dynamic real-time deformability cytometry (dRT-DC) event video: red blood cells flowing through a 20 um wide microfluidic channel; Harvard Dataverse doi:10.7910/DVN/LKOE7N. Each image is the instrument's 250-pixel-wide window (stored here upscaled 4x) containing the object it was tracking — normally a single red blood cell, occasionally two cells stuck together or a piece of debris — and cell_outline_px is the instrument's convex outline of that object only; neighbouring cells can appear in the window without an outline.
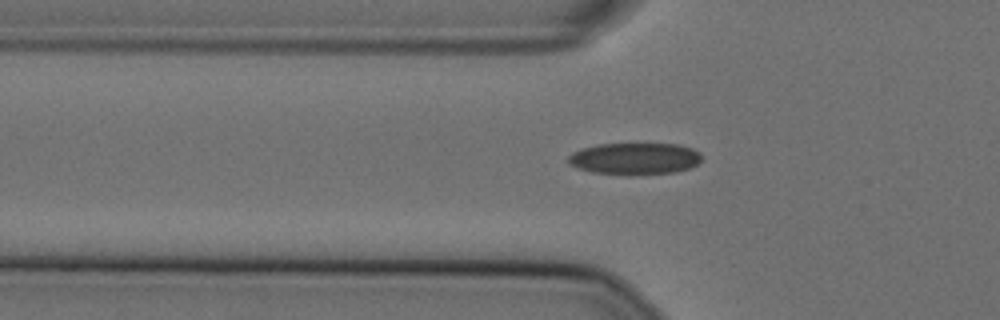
{"species": "Egyptian fruit bat (a non-hibernating species)", "species_latin": "Rousettus aegyptiacus", "temperature_condition": "cold", "stored_images_in_passage": 38, "camera_frame_rate_fps": 3000, "um_per_image_px": 0.085, "animal": {"sex": "female"}, "frame": {"image": 1, "passage_image": 5, "time_ms": 1.333, "image_size_px": [1000, 320], "cell_outline_px": [[700, 160], [692, 168], [676, 172], [628, 176], [592, 172], [568, 164], [568, 156], [572, 152], [580, 148], [600, 144], [680, 144], [692, 148], [700, 152]], "centroid_in_image_um": [53.95, 13.5], "position_along_channel_um": 71.8, "area_um2": 25.09}}
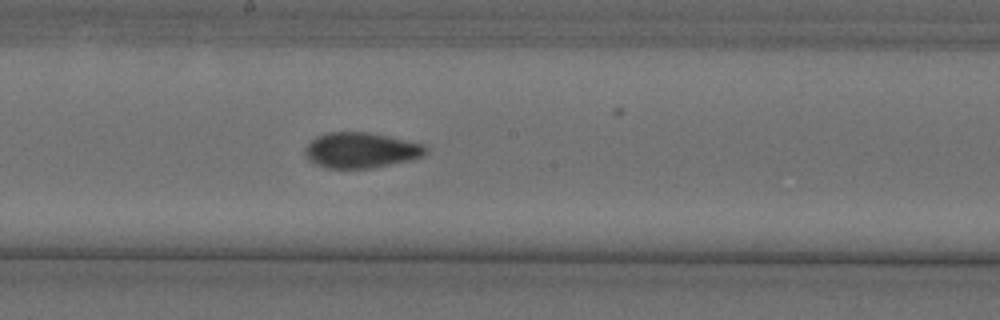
{"frame": {"image": 2, "passage_image": 17, "time_ms": 5.333, "image_size_px": [1000, 320], "cell_outline_px": [[428, 152], [424, 156], [408, 160], [372, 168], [324, 168], [308, 160], [304, 156], [304, 148], [316, 136], [328, 132], [368, 132], [388, 136], [424, 144], [428, 148]], "centroid_in_image_um": [30.66, 12.77], "position_along_channel_um": 217.5, "area_um2": 25.09}}
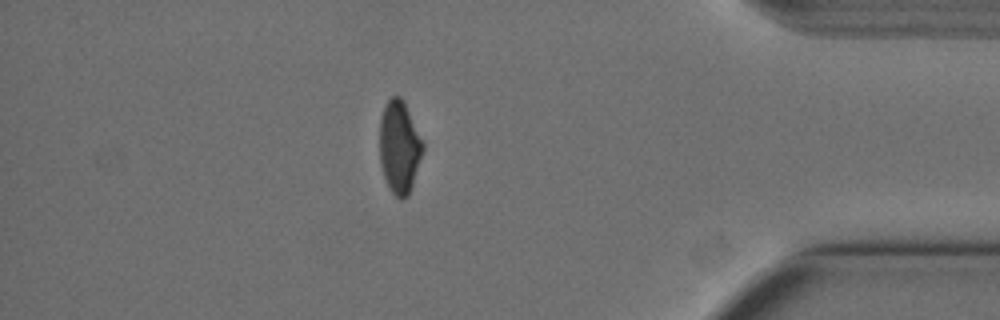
{"frame": {"image": 3, "passage_image": 35, "time_ms": 11.333, "image_size_px": [1000, 320], "cell_outline_px": [[424, 148], [408, 196], [404, 200], [400, 200], [388, 188], [380, 164], [380, 116], [384, 104], [392, 96], [400, 96], [404, 100], [424, 144]], "centroid_in_image_um": [33.93, 12.48], "position_along_channel_um": 401.3, "area_um2": 23.41}}